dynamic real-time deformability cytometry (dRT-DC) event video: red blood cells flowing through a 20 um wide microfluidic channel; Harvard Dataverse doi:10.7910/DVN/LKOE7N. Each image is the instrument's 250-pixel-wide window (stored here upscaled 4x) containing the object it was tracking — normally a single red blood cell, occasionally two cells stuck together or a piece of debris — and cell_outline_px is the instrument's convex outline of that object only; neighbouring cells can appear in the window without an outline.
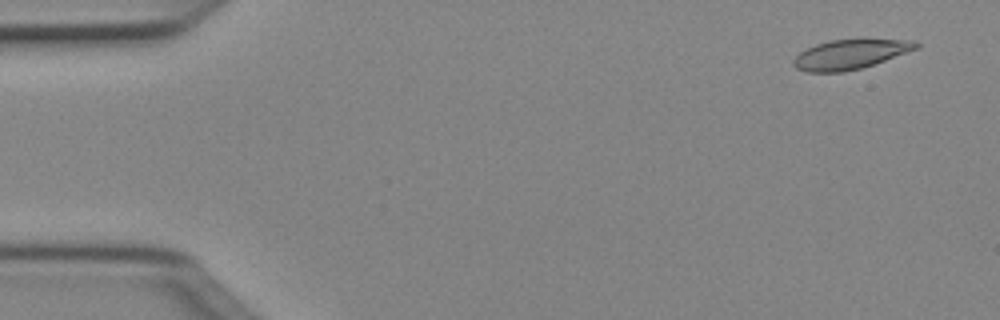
{"species": "Egyptian fruit bat (a non-hibernating species)", "species_latin": "Rousettus aegyptiacus", "temperature_condition": "cold", "stored_images_in_passage": 50, "camera_frame_rate_fps": 3000, "um_per_image_px": 0.085, "animal": {"sex": "female"}, "frame": {"image": 1, "passage_image": 3, "time_ms": 0.667, "image_size_px": [1000, 320], "cell_outline_px": [[920, 48], [860, 68], [844, 72], [808, 72], [796, 68], [792, 64], [792, 60], [800, 52], [816, 44], [828, 40], [916, 40], [920, 44]], "centroid_in_image_um": [72.25, 4.62], "position_along_channel_um": 12.7, "area_um2": 20.87}}
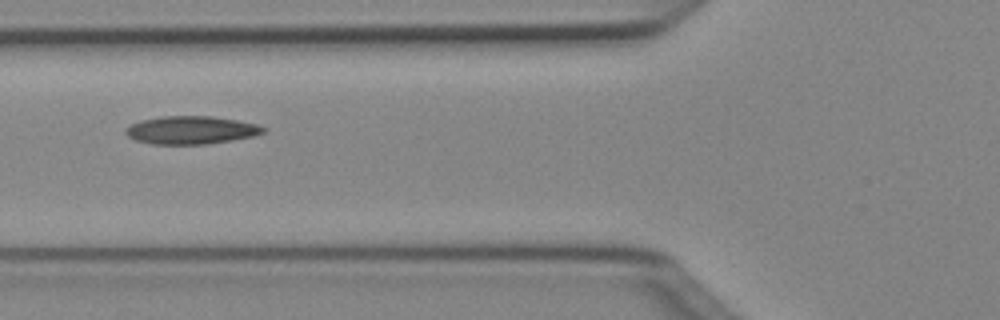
{"frame": {"image": 2, "passage_image": 19, "time_ms": 6.0, "image_size_px": [1000, 320], "cell_outline_px": [[268, 128], [264, 132], [252, 136], [232, 140], [208, 144], [152, 144], [136, 140], [128, 136], [124, 132], [124, 128], [140, 120], [160, 116], [212, 116], [236, 120], [256, 124]], "centroid_in_image_um": [16.22, 11.05], "position_along_channel_um": 109.6, "area_um2": 22.48}}
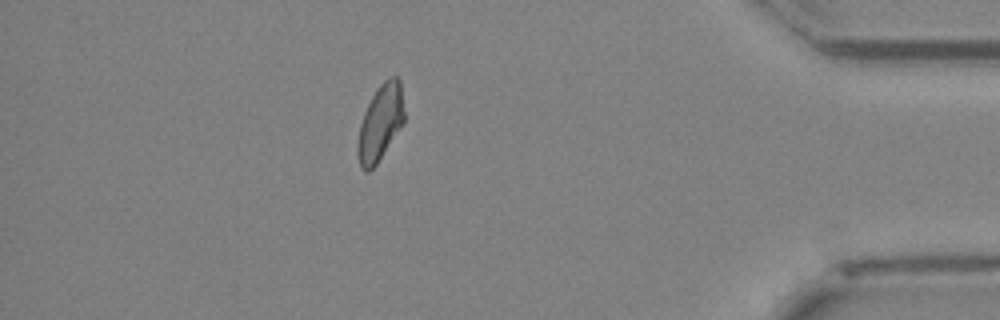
{"frame": {"image": 3, "passage_image": 44, "time_ms": 14.333, "image_size_px": [1000, 320], "cell_outline_px": [[404, 124], [376, 164], [368, 172], [364, 172], [360, 168], [356, 152], [356, 144], [360, 124], [364, 112], [376, 88], [384, 80], [392, 76], [396, 76], [400, 80], [404, 112]], "centroid_in_image_um": [32.31, 10.46], "position_along_channel_um": 402.9, "area_um2": 20.81}, "authors_computed_cell_mechanics": {"area_um2": 21.3571, "velocity_mm_per_s": 4.0346, "shape_relaxation_time_tau1_ms": 11.0035, "shape_relaxation_time_tau2_ms": 5.0504, "deformation_change_tau1": 0.221, "deformation_change_tau2": 0.1004}}